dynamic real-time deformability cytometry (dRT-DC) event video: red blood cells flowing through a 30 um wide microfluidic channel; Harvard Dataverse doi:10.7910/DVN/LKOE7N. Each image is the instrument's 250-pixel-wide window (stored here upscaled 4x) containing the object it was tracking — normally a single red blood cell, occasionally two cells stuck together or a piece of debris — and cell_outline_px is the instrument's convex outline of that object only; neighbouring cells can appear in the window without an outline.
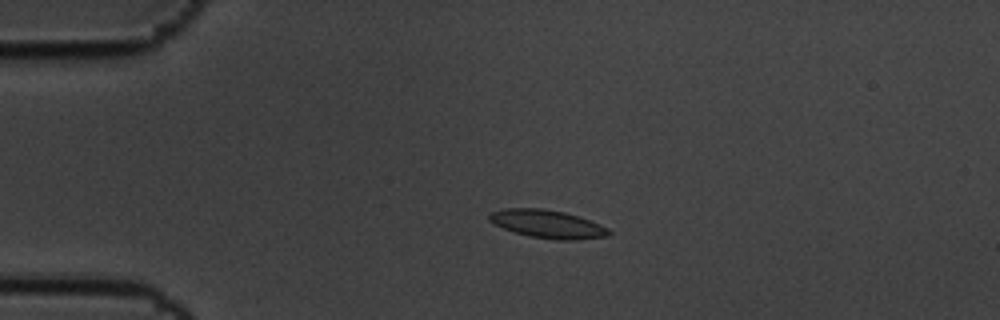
{"species": "common noctule bat (a hibernating species)", "species_latin": "Nyctalus noctula", "temperature_condition": "cold", "stored_images_in_passage": 5, "camera_frame_rate_fps": 3000, "um_per_image_px": 0.085, "animal": {"sex": "male", "body_mass_g": 19.5, "forearm_length_mm": 54.6}, "frame": {"image": 1, "passage_image": 4, "time_ms": 1.0, "image_size_px": [1000, 320], "cell_outline_px": [[612, 232], [608, 236], [576, 240], [556, 240], [528, 236], [512, 232], [488, 220], [488, 216], [492, 212], [504, 208], [544, 208], [564, 212], [600, 224], [608, 228]], "centroid_in_image_um": [46.53, 19.05], "position_along_channel_um": 38.5, "area_um2": 19.59}}